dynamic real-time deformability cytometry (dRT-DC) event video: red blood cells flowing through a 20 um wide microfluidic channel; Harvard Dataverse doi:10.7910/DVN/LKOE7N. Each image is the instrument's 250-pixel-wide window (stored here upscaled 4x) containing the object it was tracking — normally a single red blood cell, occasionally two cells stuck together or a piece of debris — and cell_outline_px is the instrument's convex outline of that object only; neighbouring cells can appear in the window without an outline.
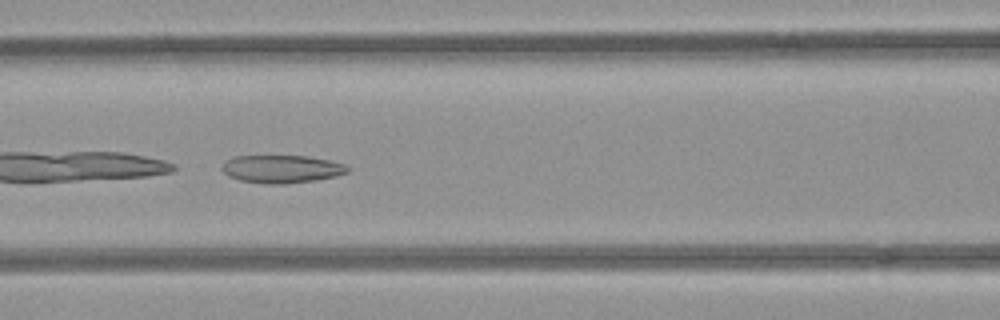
{"species": "common noctule bat (a hibernating species)", "species_latin": "Nyctalus noctula", "temperature_condition": "room temperature", "stored_images_in_passage": 34, "camera_frame_rate_fps": 3000, "um_per_image_px": 0.085, "animal": {"sex": "female", "body_mass_g": 21.9}, "frame": {"image": 1, "passage_image": 6, "time_ms": 1.667, "image_size_px": [1000, 320], "cell_outline_px": [[352, 168], [348, 172], [336, 176], [316, 180], [284, 184], [264, 184], [240, 180], [228, 176], [220, 168], [224, 160], [236, 156], [308, 156], [348, 164]], "centroid_in_image_um": [23.96, 14.36], "position_along_channel_um": 142.6, "area_um2": 20.69}}